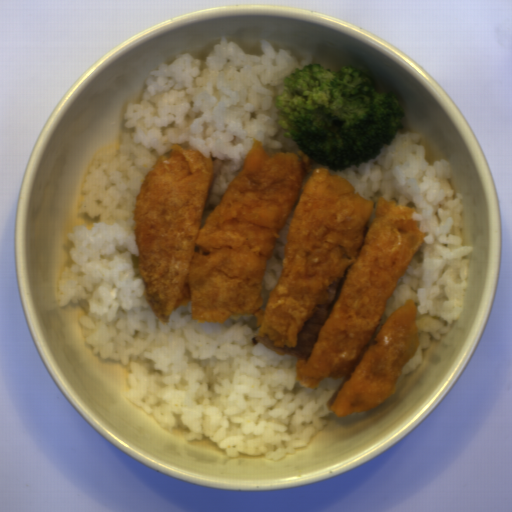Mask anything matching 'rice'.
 Here are the masks:
<instances>
[{
    "instance_id": "rice-2",
    "label": "rice",
    "mask_w": 512,
    "mask_h": 512,
    "mask_svg": "<svg viewBox=\"0 0 512 512\" xmlns=\"http://www.w3.org/2000/svg\"><path fill=\"white\" fill-rule=\"evenodd\" d=\"M403 129L375 159L359 167L330 170L348 180L355 192L373 200L392 196L398 203H414L411 215L427 231L405 274L388 299L375 334L389 315L408 298L415 299L420 345L400 377L422 365L430 339L449 335L464 308L472 251L462 231L465 194L457 191L448 160L426 158L421 131L403 117Z\"/></svg>"
},
{
    "instance_id": "rice-1",
    "label": "rice",
    "mask_w": 512,
    "mask_h": 512,
    "mask_svg": "<svg viewBox=\"0 0 512 512\" xmlns=\"http://www.w3.org/2000/svg\"><path fill=\"white\" fill-rule=\"evenodd\" d=\"M262 53L246 55L221 35L205 59L180 52L144 81L138 103L124 113L116 152H101L81 185L78 215L97 217L91 228L66 232L73 244L56 283L57 306L83 307L78 324L94 355L126 368L125 398L162 430L189 431L188 443L207 437L226 456L282 461L306 447L332 415L326 403L343 379L301 387L296 358L253 345L254 314L225 323L192 320L190 301L161 323L137 274L133 208L142 180L173 144L187 142L224 160L205 204L201 228L242 168L253 144L267 153L301 151L278 123L275 98L300 61L259 39Z\"/></svg>"
}]
</instances>
